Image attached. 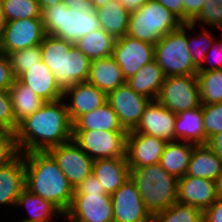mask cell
<instances>
[{
	"label": "cell",
	"mask_w": 222,
	"mask_h": 222,
	"mask_svg": "<svg viewBox=\"0 0 222 222\" xmlns=\"http://www.w3.org/2000/svg\"><path fill=\"white\" fill-rule=\"evenodd\" d=\"M15 133L20 153L47 151L72 140L73 123L64 98L45 102L18 124Z\"/></svg>",
	"instance_id": "cell-1"
},
{
	"label": "cell",
	"mask_w": 222,
	"mask_h": 222,
	"mask_svg": "<svg viewBox=\"0 0 222 222\" xmlns=\"http://www.w3.org/2000/svg\"><path fill=\"white\" fill-rule=\"evenodd\" d=\"M25 188L52 203L64 215L71 205L74 188L47 151L22 153Z\"/></svg>",
	"instance_id": "cell-2"
},
{
	"label": "cell",
	"mask_w": 222,
	"mask_h": 222,
	"mask_svg": "<svg viewBox=\"0 0 222 222\" xmlns=\"http://www.w3.org/2000/svg\"><path fill=\"white\" fill-rule=\"evenodd\" d=\"M40 45L42 61L53 72L63 92L77 83L87 82L91 60L73 42L46 35Z\"/></svg>",
	"instance_id": "cell-3"
},
{
	"label": "cell",
	"mask_w": 222,
	"mask_h": 222,
	"mask_svg": "<svg viewBox=\"0 0 222 222\" xmlns=\"http://www.w3.org/2000/svg\"><path fill=\"white\" fill-rule=\"evenodd\" d=\"M129 169L130 178L152 216L177 202L178 178L165 171L159 163Z\"/></svg>",
	"instance_id": "cell-4"
},
{
	"label": "cell",
	"mask_w": 222,
	"mask_h": 222,
	"mask_svg": "<svg viewBox=\"0 0 222 222\" xmlns=\"http://www.w3.org/2000/svg\"><path fill=\"white\" fill-rule=\"evenodd\" d=\"M42 22L47 35L73 43L101 27L95 10L82 14L63 2L43 9Z\"/></svg>",
	"instance_id": "cell-5"
},
{
	"label": "cell",
	"mask_w": 222,
	"mask_h": 222,
	"mask_svg": "<svg viewBox=\"0 0 222 222\" xmlns=\"http://www.w3.org/2000/svg\"><path fill=\"white\" fill-rule=\"evenodd\" d=\"M183 24L171 11L156 0H150L130 13L127 35L155 45L169 32Z\"/></svg>",
	"instance_id": "cell-6"
},
{
	"label": "cell",
	"mask_w": 222,
	"mask_h": 222,
	"mask_svg": "<svg viewBox=\"0 0 222 222\" xmlns=\"http://www.w3.org/2000/svg\"><path fill=\"white\" fill-rule=\"evenodd\" d=\"M155 60L165 76L196 75L187 41V23L164 35L154 45Z\"/></svg>",
	"instance_id": "cell-7"
},
{
	"label": "cell",
	"mask_w": 222,
	"mask_h": 222,
	"mask_svg": "<svg viewBox=\"0 0 222 222\" xmlns=\"http://www.w3.org/2000/svg\"><path fill=\"white\" fill-rule=\"evenodd\" d=\"M127 131L73 130L72 140L93 160L126 157Z\"/></svg>",
	"instance_id": "cell-8"
},
{
	"label": "cell",
	"mask_w": 222,
	"mask_h": 222,
	"mask_svg": "<svg viewBox=\"0 0 222 222\" xmlns=\"http://www.w3.org/2000/svg\"><path fill=\"white\" fill-rule=\"evenodd\" d=\"M156 100L175 114L202 106L196 75L167 76Z\"/></svg>",
	"instance_id": "cell-9"
},
{
	"label": "cell",
	"mask_w": 222,
	"mask_h": 222,
	"mask_svg": "<svg viewBox=\"0 0 222 222\" xmlns=\"http://www.w3.org/2000/svg\"><path fill=\"white\" fill-rule=\"evenodd\" d=\"M67 222H114L111 195L106 193L74 194L63 215Z\"/></svg>",
	"instance_id": "cell-10"
},
{
	"label": "cell",
	"mask_w": 222,
	"mask_h": 222,
	"mask_svg": "<svg viewBox=\"0 0 222 222\" xmlns=\"http://www.w3.org/2000/svg\"><path fill=\"white\" fill-rule=\"evenodd\" d=\"M42 18L18 19L7 21L0 42V51L12 53L39 45L46 36Z\"/></svg>",
	"instance_id": "cell-11"
},
{
	"label": "cell",
	"mask_w": 222,
	"mask_h": 222,
	"mask_svg": "<svg viewBox=\"0 0 222 222\" xmlns=\"http://www.w3.org/2000/svg\"><path fill=\"white\" fill-rule=\"evenodd\" d=\"M112 56L127 81L144 65L155 60V49L150 43L125 35L115 39Z\"/></svg>",
	"instance_id": "cell-12"
},
{
	"label": "cell",
	"mask_w": 222,
	"mask_h": 222,
	"mask_svg": "<svg viewBox=\"0 0 222 222\" xmlns=\"http://www.w3.org/2000/svg\"><path fill=\"white\" fill-rule=\"evenodd\" d=\"M47 152L57 162L74 189L92 173L94 160L73 140L51 147Z\"/></svg>",
	"instance_id": "cell-13"
},
{
	"label": "cell",
	"mask_w": 222,
	"mask_h": 222,
	"mask_svg": "<svg viewBox=\"0 0 222 222\" xmlns=\"http://www.w3.org/2000/svg\"><path fill=\"white\" fill-rule=\"evenodd\" d=\"M108 103L116 112L118 120L127 132L134 130L140 122L145 107L151 101L136 93L126 82L107 95Z\"/></svg>",
	"instance_id": "cell-14"
},
{
	"label": "cell",
	"mask_w": 222,
	"mask_h": 222,
	"mask_svg": "<svg viewBox=\"0 0 222 222\" xmlns=\"http://www.w3.org/2000/svg\"><path fill=\"white\" fill-rule=\"evenodd\" d=\"M114 222H152L135 182L129 177L112 195Z\"/></svg>",
	"instance_id": "cell-15"
},
{
	"label": "cell",
	"mask_w": 222,
	"mask_h": 222,
	"mask_svg": "<svg viewBox=\"0 0 222 222\" xmlns=\"http://www.w3.org/2000/svg\"><path fill=\"white\" fill-rule=\"evenodd\" d=\"M167 142L145 133L129 131L126 137V159L129 168L157 164Z\"/></svg>",
	"instance_id": "cell-16"
},
{
	"label": "cell",
	"mask_w": 222,
	"mask_h": 222,
	"mask_svg": "<svg viewBox=\"0 0 222 222\" xmlns=\"http://www.w3.org/2000/svg\"><path fill=\"white\" fill-rule=\"evenodd\" d=\"M176 116L177 114L157 100L150 101L144 109L140 122L132 131L158 137L167 143L175 141Z\"/></svg>",
	"instance_id": "cell-17"
},
{
	"label": "cell",
	"mask_w": 222,
	"mask_h": 222,
	"mask_svg": "<svg viewBox=\"0 0 222 222\" xmlns=\"http://www.w3.org/2000/svg\"><path fill=\"white\" fill-rule=\"evenodd\" d=\"M218 199L216 181L194 176L178 178L177 202L202 212Z\"/></svg>",
	"instance_id": "cell-18"
},
{
	"label": "cell",
	"mask_w": 222,
	"mask_h": 222,
	"mask_svg": "<svg viewBox=\"0 0 222 222\" xmlns=\"http://www.w3.org/2000/svg\"><path fill=\"white\" fill-rule=\"evenodd\" d=\"M68 97L70 98L68 99ZM63 98L66 100L72 123L80 116L101 107L108 101L106 93L88 82H80L67 88L63 92ZM67 100L71 103H68Z\"/></svg>",
	"instance_id": "cell-19"
},
{
	"label": "cell",
	"mask_w": 222,
	"mask_h": 222,
	"mask_svg": "<svg viewBox=\"0 0 222 222\" xmlns=\"http://www.w3.org/2000/svg\"><path fill=\"white\" fill-rule=\"evenodd\" d=\"M17 79L45 102L63 98V91L56 84L53 72L43 61L29 67V70L23 72Z\"/></svg>",
	"instance_id": "cell-20"
},
{
	"label": "cell",
	"mask_w": 222,
	"mask_h": 222,
	"mask_svg": "<svg viewBox=\"0 0 222 222\" xmlns=\"http://www.w3.org/2000/svg\"><path fill=\"white\" fill-rule=\"evenodd\" d=\"M25 188V164L20 153L10 163L0 166V205L15 207Z\"/></svg>",
	"instance_id": "cell-21"
},
{
	"label": "cell",
	"mask_w": 222,
	"mask_h": 222,
	"mask_svg": "<svg viewBox=\"0 0 222 222\" xmlns=\"http://www.w3.org/2000/svg\"><path fill=\"white\" fill-rule=\"evenodd\" d=\"M92 174L112 195L130 177V169L126 157L104 158L93 161Z\"/></svg>",
	"instance_id": "cell-22"
},
{
	"label": "cell",
	"mask_w": 222,
	"mask_h": 222,
	"mask_svg": "<svg viewBox=\"0 0 222 222\" xmlns=\"http://www.w3.org/2000/svg\"><path fill=\"white\" fill-rule=\"evenodd\" d=\"M107 95L117 87L126 83L122 70L113 56L91 60L90 72L87 79Z\"/></svg>",
	"instance_id": "cell-23"
},
{
	"label": "cell",
	"mask_w": 222,
	"mask_h": 222,
	"mask_svg": "<svg viewBox=\"0 0 222 222\" xmlns=\"http://www.w3.org/2000/svg\"><path fill=\"white\" fill-rule=\"evenodd\" d=\"M222 172V159L206 144L193 147L187 176L216 181Z\"/></svg>",
	"instance_id": "cell-24"
},
{
	"label": "cell",
	"mask_w": 222,
	"mask_h": 222,
	"mask_svg": "<svg viewBox=\"0 0 222 222\" xmlns=\"http://www.w3.org/2000/svg\"><path fill=\"white\" fill-rule=\"evenodd\" d=\"M165 78L162 68L157 64L156 60H153L144 65L126 82L136 93L155 101Z\"/></svg>",
	"instance_id": "cell-25"
},
{
	"label": "cell",
	"mask_w": 222,
	"mask_h": 222,
	"mask_svg": "<svg viewBox=\"0 0 222 222\" xmlns=\"http://www.w3.org/2000/svg\"><path fill=\"white\" fill-rule=\"evenodd\" d=\"M206 144L202 106L180 112L175 121V141Z\"/></svg>",
	"instance_id": "cell-26"
},
{
	"label": "cell",
	"mask_w": 222,
	"mask_h": 222,
	"mask_svg": "<svg viewBox=\"0 0 222 222\" xmlns=\"http://www.w3.org/2000/svg\"><path fill=\"white\" fill-rule=\"evenodd\" d=\"M195 145L179 140L168 142L160 157L159 164L169 174L177 178L184 177Z\"/></svg>",
	"instance_id": "cell-27"
},
{
	"label": "cell",
	"mask_w": 222,
	"mask_h": 222,
	"mask_svg": "<svg viewBox=\"0 0 222 222\" xmlns=\"http://www.w3.org/2000/svg\"><path fill=\"white\" fill-rule=\"evenodd\" d=\"M15 207L27 210L28 217L21 219L25 222H53V218L63 217L62 213L49 201L24 188L17 198Z\"/></svg>",
	"instance_id": "cell-28"
},
{
	"label": "cell",
	"mask_w": 222,
	"mask_h": 222,
	"mask_svg": "<svg viewBox=\"0 0 222 222\" xmlns=\"http://www.w3.org/2000/svg\"><path fill=\"white\" fill-rule=\"evenodd\" d=\"M100 26L114 39L127 35L130 12L125 10L117 0H111L95 9Z\"/></svg>",
	"instance_id": "cell-29"
},
{
	"label": "cell",
	"mask_w": 222,
	"mask_h": 222,
	"mask_svg": "<svg viewBox=\"0 0 222 222\" xmlns=\"http://www.w3.org/2000/svg\"><path fill=\"white\" fill-rule=\"evenodd\" d=\"M73 130L126 131L121 126L116 112L108 102L80 116L73 123Z\"/></svg>",
	"instance_id": "cell-30"
},
{
	"label": "cell",
	"mask_w": 222,
	"mask_h": 222,
	"mask_svg": "<svg viewBox=\"0 0 222 222\" xmlns=\"http://www.w3.org/2000/svg\"><path fill=\"white\" fill-rule=\"evenodd\" d=\"M9 93L17 125L23 119L35 113L45 103L31 88L17 78L10 87Z\"/></svg>",
	"instance_id": "cell-31"
},
{
	"label": "cell",
	"mask_w": 222,
	"mask_h": 222,
	"mask_svg": "<svg viewBox=\"0 0 222 222\" xmlns=\"http://www.w3.org/2000/svg\"><path fill=\"white\" fill-rule=\"evenodd\" d=\"M114 43L115 39L100 27L78 39L74 43V46L90 60H96L111 56L113 54Z\"/></svg>",
	"instance_id": "cell-32"
},
{
	"label": "cell",
	"mask_w": 222,
	"mask_h": 222,
	"mask_svg": "<svg viewBox=\"0 0 222 222\" xmlns=\"http://www.w3.org/2000/svg\"><path fill=\"white\" fill-rule=\"evenodd\" d=\"M202 105L222 102V69L196 74Z\"/></svg>",
	"instance_id": "cell-33"
},
{
	"label": "cell",
	"mask_w": 222,
	"mask_h": 222,
	"mask_svg": "<svg viewBox=\"0 0 222 222\" xmlns=\"http://www.w3.org/2000/svg\"><path fill=\"white\" fill-rule=\"evenodd\" d=\"M196 28L197 27L193 23H187V41L189 52L191 53L193 64L199 69L203 65L205 55L211 48L212 42L215 38H213V34H211V31H208L206 27H203L199 32L200 34L198 33L197 36L195 34L194 36L193 34L191 35L190 31H194Z\"/></svg>",
	"instance_id": "cell-34"
},
{
	"label": "cell",
	"mask_w": 222,
	"mask_h": 222,
	"mask_svg": "<svg viewBox=\"0 0 222 222\" xmlns=\"http://www.w3.org/2000/svg\"><path fill=\"white\" fill-rule=\"evenodd\" d=\"M152 222H203V212L176 202L166 210L155 213Z\"/></svg>",
	"instance_id": "cell-35"
},
{
	"label": "cell",
	"mask_w": 222,
	"mask_h": 222,
	"mask_svg": "<svg viewBox=\"0 0 222 222\" xmlns=\"http://www.w3.org/2000/svg\"><path fill=\"white\" fill-rule=\"evenodd\" d=\"M6 21L42 18V10L37 0H1Z\"/></svg>",
	"instance_id": "cell-36"
},
{
	"label": "cell",
	"mask_w": 222,
	"mask_h": 222,
	"mask_svg": "<svg viewBox=\"0 0 222 222\" xmlns=\"http://www.w3.org/2000/svg\"><path fill=\"white\" fill-rule=\"evenodd\" d=\"M11 69L15 78H18L23 72L29 70V67L42 61L41 45L17 50L7 54Z\"/></svg>",
	"instance_id": "cell-37"
},
{
	"label": "cell",
	"mask_w": 222,
	"mask_h": 222,
	"mask_svg": "<svg viewBox=\"0 0 222 222\" xmlns=\"http://www.w3.org/2000/svg\"><path fill=\"white\" fill-rule=\"evenodd\" d=\"M191 23L195 26L199 23L198 29L206 25L212 30L222 29V0H206L199 15Z\"/></svg>",
	"instance_id": "cell-38"
},
{
	"label": "cell",
	"mask_w": 222,
	"mask_h": 222,
	"mask_svg": "<svg viewBox=\"0 0 222 222\" xmlns=\"http://www.w3.org/2000/svg\"><path fill=\"white\" fill-rule=\"evenodd\" d=\"M202 111L207 143L209 138L222 131V102L202 105Z\"/></svg>",
	"instance_id": "cell-39"
},
{
	"label": "cell",
	"mask_w": 222,
	"mask_h": 222,
	"mask_svg": "<svg viewBox=\"0 0 222 222\" xmlns=\"http://www.w3.org/2000/svg\"><path fill=\"white\" fill-rule=\"evenodd\" d=\"M19 154L16 133L10 130L0 132V166L10 163Z\"/></svg>",
	"instance_id": "cell-40"
},
{
	"label": "cell",
	"mask_w": 222,
	"mask_h": 222,
	"mask_svg": "<svg viewBox=\"0 0 222 222\" xmlns=\"http://www.w3.org/2000/svg\"><path fill=\"white\" fill-rule=\"evenodd\" d=\"M0 127L13 132L18 128L9 90H0Z\"/></svg>",
	"instance_id": "cell-41"
},
{
	"label": "cell",
	"mask_w": 222,
	"mask_h": 222,
	"mask_svg": "<svg viewBox=\"0 0 222 222\" xmlns=\"http://www.w3.org/2000/svg\"><path fill=\"white\" fill-rule=\"evenodd\" d=\"M214 39L211 48L205 55L203 65L198 69V71H212L222 69V38ZM208 66H205V64ZM210 64V66H209Z\"/></svg>",
	"instance_id": "cell-42"
},
{
	"label": "cell",
	"mask_w": 222,
	"mask_h": 222,
	"mask_svg": "<svg viewBox=\"0 0 222 222\" xmlns=\"http://www.w3.org/2000/svg\"><path fill=\"white\" fill-rule=\"evenodd\" d=\"M14 80L9 58L0 51V90H9Z\"/></svg>",
	"instance_id": "cell-43"
},
{
	"label": "cell",
	"mask_w": 222,
	"mask_h": 222,
	"mask_svg": "<svg viewBox=\"0 0 222 222\" xmlns=\"http://www.w3.org/2000/svg\"><path fill=\"white\" fill-rule=\"evenodd\" d=\"M106 193L104 187L91 173L75 189L74 194Z\"/></svg>",
	"instance_id": "cell-44"
},
{
	"label": "cell",
	"mask_w": 222,
	"mask_h": 222,
	"mask_svg": "<svg viewBox=\"0 0 222 222\" xmlns=\"http://www.w3.org/2000/svg\"><path fill=\"white\" fill-rule=\"evenodd\" d=\"M206 0H183V23H191L200 13Z\"/></svg>",
	"instance_id": "cell-45"
},
{
	"label": "cell",
	"mask_w": 222,
	"mask_h": 222,
	"mask_svg": "<svg viewBox=\"0 0 222 222\" xmlns=\"http://www.w3.org/2000/svg\"><path fill=\"white\" fill-rule=\"evenodd\" d=\"M203 222H222V198H219L203 212Z\"/></svg>",
	"instance_id": "cell-46"
},
{
	"label": "cell",
	"mask_w": 222,
	"mask_h": 222,
	"mask_svg": "<svg viewBox=\"0 0 222 222\" xmlns=\"http://www.w3.org/2000/svg\"><path fill=\"white\" fill-rule=\"evenodd\" d=\"M164 5L183 23V0H156Z\"/></svg>",
	"instance_id": "cell-47"
},
{
	"label": "cell",
	"mask_w": 222,
	"mask_h": 222,
	"mask_svg": "<svg viewBox=\"0 0 222 222\" xmlns=\"http://www.w3.org/2000/svg\"><path fill=\"white\" fill-rule=\"evenodd\" d=\"M63 4L70 9L80 11L82 14L94 10L93 4L87 0H63Z\"/></svg>",
	"instance_id": "cell-48"
},
{
	"label": "cell",
	"mask_w": 222,
	"mask_h": 222,
	"mask_svg": "<svg viewBox=\"0 0 222 222\" xmlns=\"http://www.w3.org/2000/svg\"><path fill=\"white\" fill-rule=\"evenodd\" d=\"M206 145L222 159V131L209 138Z\"/></svg>",
	"instance_id": "cell-49"
},
{
	"label": "cell",
	"mask_w": 222,
	"mask_h": 222,
	"mask_svg": "<svg viewBox=\"0 0 222 222\" xmlns=\"http://www.w3.org/2000/svg\"><path fill=\"white\" fill-rule=\"evenodd\" d=\"M125 10L133 13L139 10L145 3L150 0H117Z\"/></svg>",
	"instance_id": "cell-50"
},
{
	"label": "cell",
	"mask_w": 222,
	"mask_h": 222,
	"mask_svg": "<svg viewBox=\"0 0 222 222\" xmlns=\"http://www.w3.org/2000/svg\"><path fill=\"white\" fill-rule=\"evenodd\" d=\"M6 23L7 21H6L5 15L3 14L2 3L0 0V42L2 41V38H3Z\"/></svg>",
	"instance_id": "cell-51"
},
{
	"label": "cell",
	"mask_w": 222,
	"mask_h": 222,
	"mask_svg": "<svg viewBox=\"0 0 222 222\" xmlns=\"http://www.w3.org/2000/svg\"><path fill=\"white\" fill-rule=\"evenodd\" d=\"M39 3V6L41 10L47 8V7H52L57 5L60 2H63V0H37Z\"/></svg>",
	"instance_id": "cell-52"
},
{
	"label": "cell",
	"mask_w": 222,
	"mask_h": 222,
	"mask_svg": "<svg viewBox=\"0 0 222 222\" xmlns=\"http://www.w3.org/2000/svg\"><path fill=\"white\" fill-rule=\"evenodd\" d=\"M217 186V195L219 198H222V172L220 173L218 179L216 180Z\"/></svg>",
	"instance_id": "cell-53"
},
{
	"label": "cell",
	"mask_w": 222,
	"mask_h": 222,
	"mask_svg": "<svg viewBox=\"0 0 222 222\" xmlns=\"http://www.w3.org/2000/svg\"><path fill=\"white\" fill-rule=\"evenodd\" d=\"M109 1L111 0H92V4H93V8L94 10L101 7V6H104L105 4H107Z\"/></svg>",
	"instance_id": "cell-54"
}]
</instances>
